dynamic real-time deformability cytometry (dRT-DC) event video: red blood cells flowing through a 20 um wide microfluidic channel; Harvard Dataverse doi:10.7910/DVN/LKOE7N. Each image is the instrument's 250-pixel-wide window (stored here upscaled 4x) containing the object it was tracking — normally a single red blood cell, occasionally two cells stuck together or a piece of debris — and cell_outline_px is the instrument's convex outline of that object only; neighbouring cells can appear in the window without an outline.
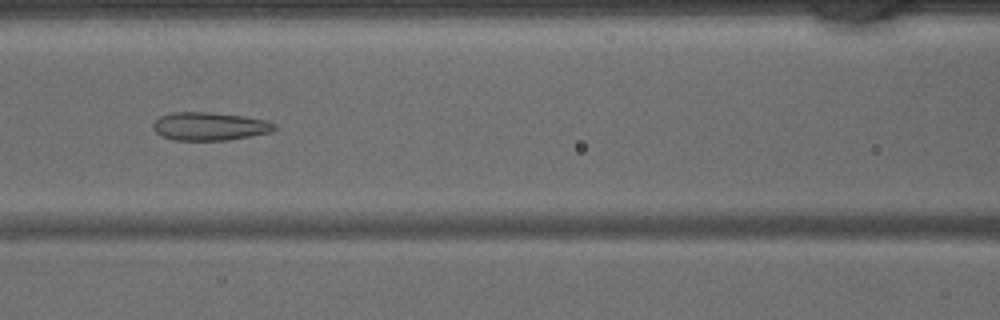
{"species": "common noctule bat (a hibernating species)", "species_latin": "Nyctalus noctula", "temperature_condition": "warm", "stored_images_in_passage": 44, "segment_of_instrument_passage": [1, 2], "camera_frame_rate_fps": 3000, "um_per_image_px": 0.085, "animal": {"sex": "male", "body_mass_g": 15.6}, "frame": {"image": 1, "passage_image": 18, "time_ms": 5.667, "image_size_px": [1000, 320], "cell_outline_px": [[280, 128], [272, 132], [252, 136], [228, 140], [172, 140], [160, 136], [152, 128], [152, 124], [160, 116], [172, 112], [208, 112], [244, 116], [268, 120], [276, 124]], "centroid_in_image_um": [17.86, 10.74], "position_along_channel_um": 148.7, "area_um2": 20.29}}
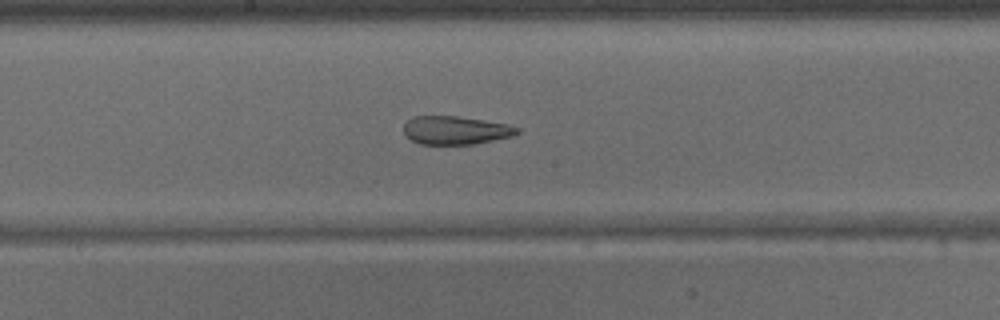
{"frame": {"image": 2, "passage_image": 22, "time_ms": 7.0, "image_size_px": [1000, 320], "cell_outline_px": [[520, 132], [512, 136], [472, 144], [420, 144], [404, 136], [404, 124], [412, 116], [456, 116], [484, 120], [508, 124], [520, 128]], "centroid_in_image_um": [38.71, 11.07], "position_along_channel_um": 209.5, "area_um2": 18.73}}
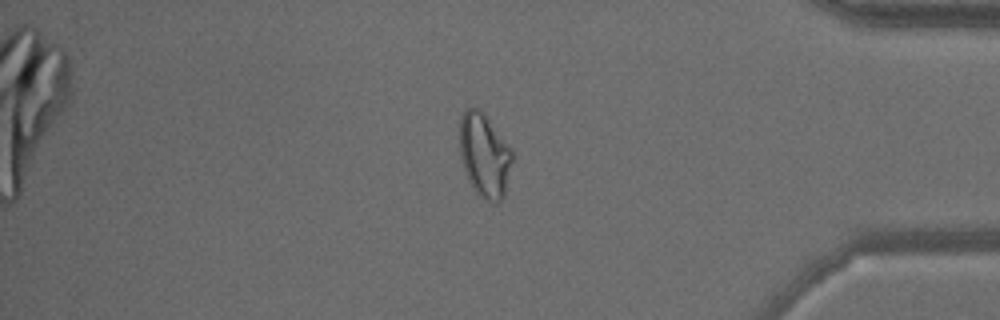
{"frame": {"image": 3, "passage_image": 36, "time_ms": 11.667, "image_size_px": [1000, 320], "cell_outline_px": [[512, 160], [504, 196], [496, 204], [480, 196], [476, 192], [468, 180], [460, 156], [460, 116], [464, 108], [480, 108], [512, 152]], "centroid_in_image_um": [41.15, 13.19], "position_along_channel_um": 394.1, "area_um2": 25.26}}